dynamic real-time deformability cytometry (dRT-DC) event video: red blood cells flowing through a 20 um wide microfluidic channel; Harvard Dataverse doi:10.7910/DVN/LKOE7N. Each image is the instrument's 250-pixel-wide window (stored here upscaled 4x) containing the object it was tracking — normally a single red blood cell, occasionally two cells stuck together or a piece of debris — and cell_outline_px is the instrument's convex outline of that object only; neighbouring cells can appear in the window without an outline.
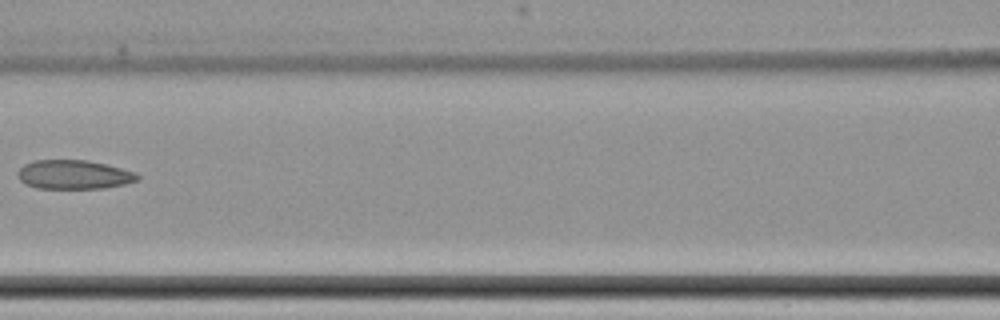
{"species": "common noctule bat (a hibernating species)", "species_latin": "Nyctalus noctula", "temperature_condition": "cold", "stored_images_in_passage": 6, "camera_frame_rate_fps": 3000, "um_per_image_px": 0.085, "animal": {"sex": "female", "body_mass_g": 22.7, "forearm_length_mm": 54.2}, "frame": {"image": 1, "passage_image": 5, "time_ms": 5.333, "image_size_px": [1000, 320], "cell_outline_px": [[140, 180], [124, 184], [104, 188], [36, 188], [24, 184], [16, 176], [16, 172], [24, 164], [32, 160], [88, 160], [136, 172], [140, 176]], "centroid_in_image_um": [6.25, 14.84], "position_along_channel_um": 160.4, "area_um2": 20.4}}
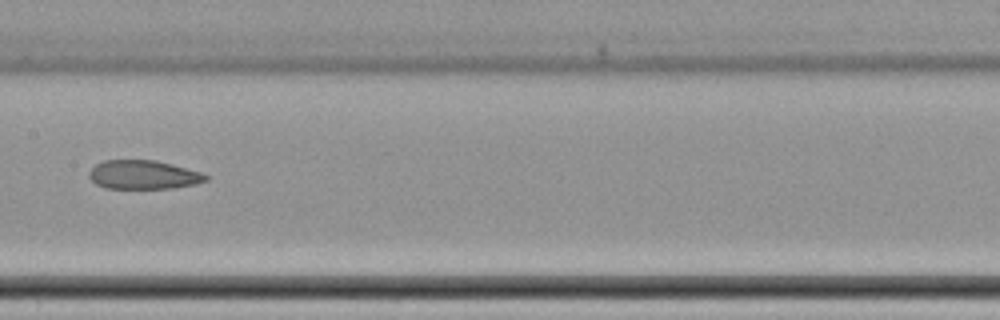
{"frame": {"image": 2, "passage_image": 6, "time_ms": 6.333, "image_size_px": [1000, 320], "cell_outline_px": [[208, 180], [196, 184], [172, 188], [104, 188], [96, 184], [88, 176], [88, 172], [96, 164], [104, 160], [156, 160], [172, 164], [200, 172], [208, 176]], "centroid_in_image_um": [12.17, 14.85], "position_along_channel_um": 195.2, "area_um2": 19.59}}